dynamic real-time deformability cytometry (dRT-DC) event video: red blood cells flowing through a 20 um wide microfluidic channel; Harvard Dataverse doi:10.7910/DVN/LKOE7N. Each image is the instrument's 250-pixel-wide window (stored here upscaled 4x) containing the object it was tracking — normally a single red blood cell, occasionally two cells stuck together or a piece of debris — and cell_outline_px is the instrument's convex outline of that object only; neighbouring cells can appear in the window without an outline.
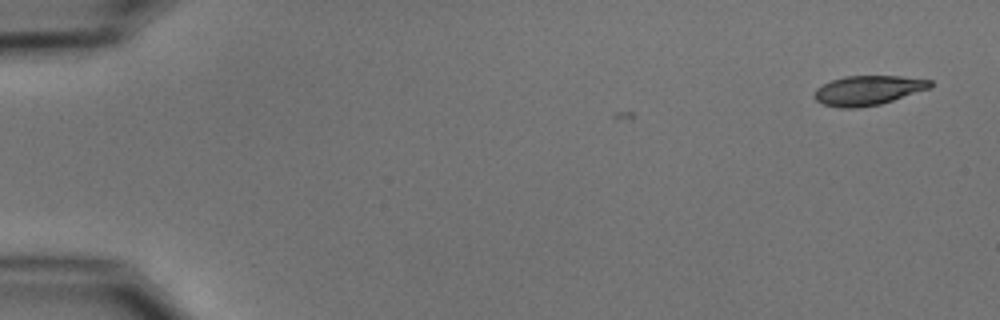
{"species": "common noctule bat (a hibernating species)", "species_latin": "Nyctalus noctula", "temperature_condition": "cold", "stored_images_in_passage": 2, "camera_frame_rate_fps": 3000, "um_per_image_px": 0.085, "animal": {"sex": "male", "body_mass_g": 15.6}, "frame": {"image": 1, "passage_image": 2, "time_ms": 0.333, "image_size_px": [1000, 320], "cell_outline_px": [[932, 88], [880, 104], [856, 108], [840, 108], [824, 104], [816, 100], [812, 96], [816, 88], [832, 80], [844, 76], [900, 76], [932, 80]], "centroid_in_image_um": [73.79, 7.68], "position_along_channel_um": 11.2, "area_um2": 20.0}}